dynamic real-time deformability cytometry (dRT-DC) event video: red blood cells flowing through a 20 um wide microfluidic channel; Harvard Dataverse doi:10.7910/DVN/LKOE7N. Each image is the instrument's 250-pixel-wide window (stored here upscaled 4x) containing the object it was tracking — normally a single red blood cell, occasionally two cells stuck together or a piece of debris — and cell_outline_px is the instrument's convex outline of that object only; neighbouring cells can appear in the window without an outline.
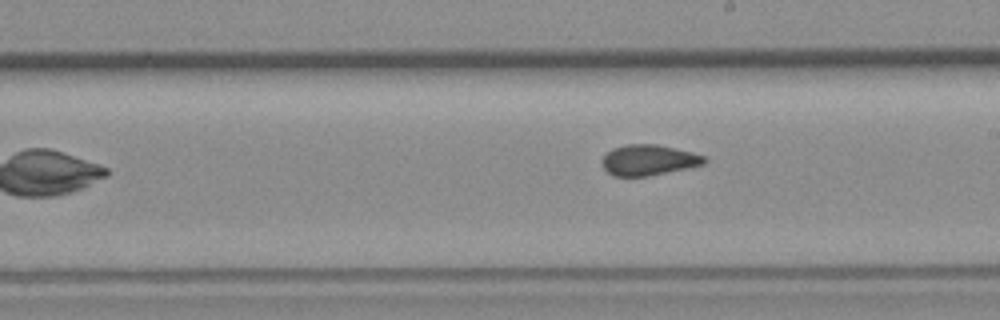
{"species": "common noctule bat (a hibernating species)", "species_latin": "Nyctalus noctula", "temperature_condition": "room temperature", "stored_images_in_passage": 6, "camera_frame_rate_fps": 3000, "um_per_image_px": 0.085, "animal": {"sex": "female", "body_mass_g": 19.3, "forearm_length_mm": 54.1}, "frame": {"image": 1, "passage_image": 6, "time_ms": 5.667, "image_size_px": [1000, 320], "cell_outline_px": [[708, 160], [704, 164], [648, 176], [612, 176], [604, 168], [600, 160], [612, 148], [628, 144], [656, 144], [692, 152], [704, 156]], "centroid_in_image_um": [55.1, 13.6], "position_along_channel_um": 233.9, "area_um2": 18.15}}